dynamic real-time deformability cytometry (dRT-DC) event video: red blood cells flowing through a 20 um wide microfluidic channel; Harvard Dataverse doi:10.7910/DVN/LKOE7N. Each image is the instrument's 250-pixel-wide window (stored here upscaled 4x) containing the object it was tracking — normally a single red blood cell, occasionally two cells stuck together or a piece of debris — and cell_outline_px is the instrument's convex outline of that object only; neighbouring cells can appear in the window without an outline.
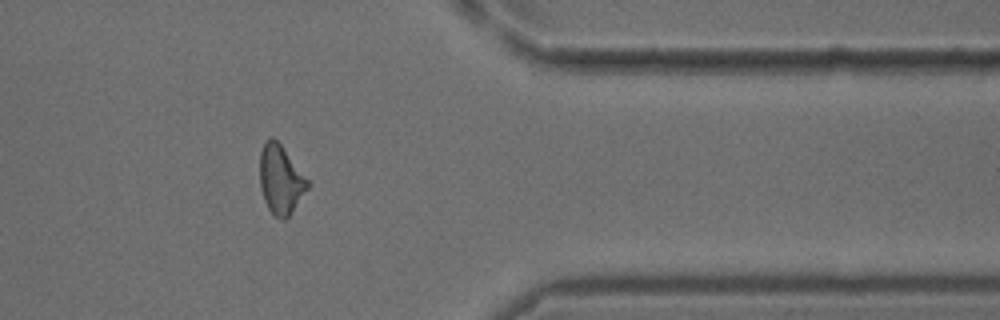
{"species": "common noctule bat (a hibernating species)", "species_latin": "Nyctalus noctula", "temperature_condition": "cold", "stored_images_in_passage": 22, "camera_frame_rate_fps": 3000, "um_per_image_px": 0.085, "animal": {"sex": "male", "body_mass_g": 18.8}, "frame": {"image": 1, "passage_image": 20, "time_ms": 6.333, "image_size_px": [1000, 320], "cell_outline_px": [[312, 184], [288, 216], [284, 220], [280, 220], [268, 208], [264, 200], [260, 188], [260, 152], [264, 144], [272, 136], [280, 144]], "centroid_in_image_um": [23.87, 15.28], "position_along_channel_um": 387.5, "area_um2": 19.02}}